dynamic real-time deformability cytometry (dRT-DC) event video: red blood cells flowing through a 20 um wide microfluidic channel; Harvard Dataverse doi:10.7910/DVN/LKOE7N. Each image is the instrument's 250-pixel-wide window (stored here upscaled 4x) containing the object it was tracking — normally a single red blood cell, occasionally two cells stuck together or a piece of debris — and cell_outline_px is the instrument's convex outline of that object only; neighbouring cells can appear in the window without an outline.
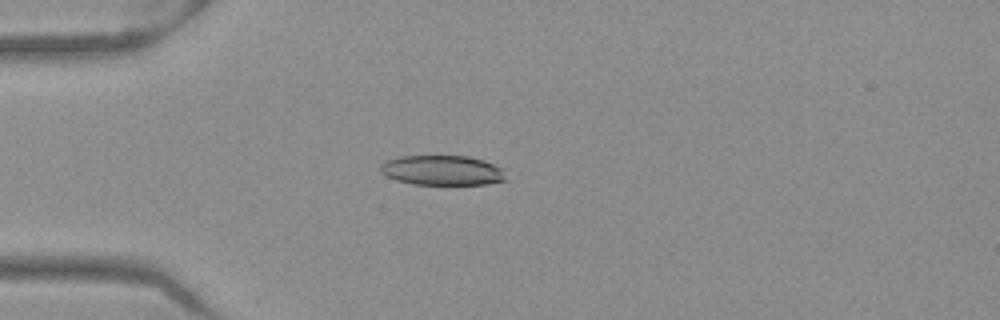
{"species": "Egyptian fruit bat (a non-hibernating species)", "species_latin": "Rousettus aegyptiacus", "temperature_condition": "warm", "stored_images_in_passage": 50, "camera_frame_rate_fps": 3000, "um_per_image_px": 0.085, "frame": {"image": 1, "passage_image": 13, "time_ms": 4.0, "image_size_px": [1000, 320], "cell_outline_px": [[508, 180], [484, 184], [412, 184], [396, 180], [380, 172], [380, 164], [388, 160], [400, 156], [468, 156], [484, 160], [504, 168]], "centroid_in_image_um": [37.64, 14.47], "position_along_channel_um": 47.4, "area_um2": 21.96}}
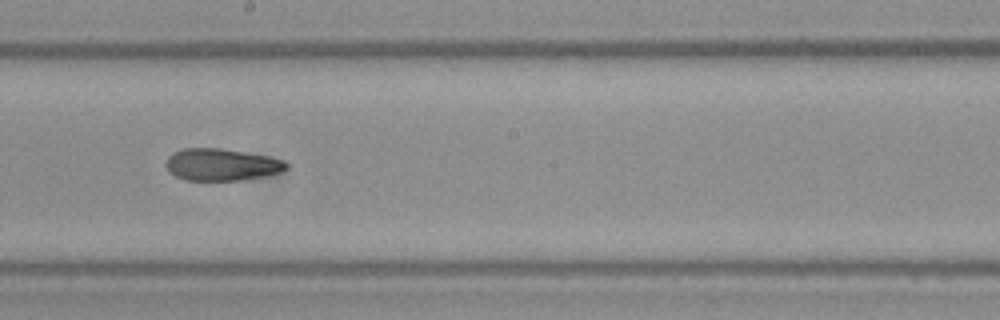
{"frame": {"image": 2, "passage_image": 28, "time_ms": 9.0, "image_size_px": [1000, 320], "cell_outline_px": [[288, 168], [280, 172], [264, 176], [240, 180], [188, 180], [176, 176], [168, 172], [164, 164], [168, 156], [172, 152], [184, 148], [220, 148], [268, 156], [284, 160], [288, 164]], "centroid_in_image_um": [18.8, 13.99], "position_along_channel_um": 229.4, "area_um2": 22.54}}
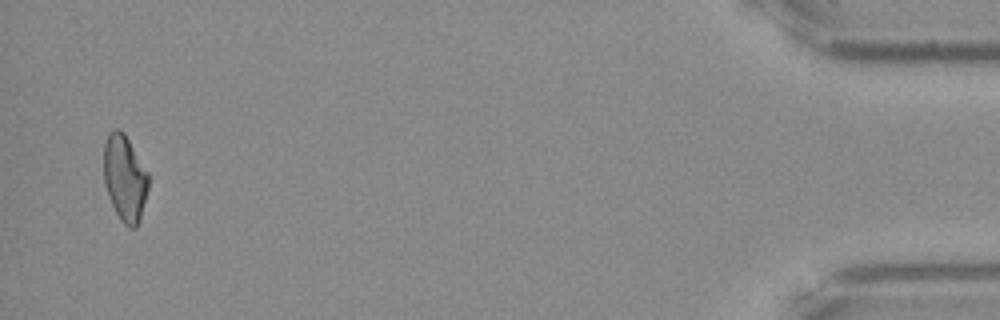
{"frame": {"image": 3, "passage_image": 49, "time_ms": 16.0, "image_size_px": [1000, 320], "cell_outline_px": [[148, 188], [140, 220], [136, 228], [128, 228], [120, 220], [108, 196], [104, 184], [104, 140], [108, 132], [116, 128], [120, 128], [124, 132], [148, 172]], "centroid_in_image_um": [10.59, 15.12], "position_along_channel_um": 424.6, "area_um2": 22.66}, "authors_computed_cell_mechanics": {"area_um2": 22.9466, "velocity_mm_per_s": 3.9806, "shape_relaxation_time_tau1_ms": null, "shape_relaxation_time_tau2_ms": 3.3712, "deformation_change_tau1": null, "deformation_change_tau2": 0.1146}}